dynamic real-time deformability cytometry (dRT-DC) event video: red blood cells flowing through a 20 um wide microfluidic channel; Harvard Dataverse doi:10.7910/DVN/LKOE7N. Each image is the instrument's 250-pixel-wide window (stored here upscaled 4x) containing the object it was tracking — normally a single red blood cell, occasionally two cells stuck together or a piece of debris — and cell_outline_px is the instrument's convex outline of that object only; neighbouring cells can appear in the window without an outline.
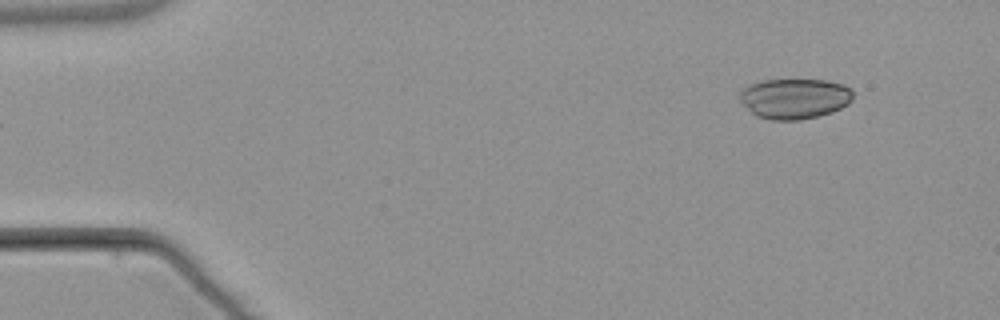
{"species": "common noctule bat (a hibernating species)", "species_latin": "Nyctalus noctula", "temperature_condition": "warm", "stored_images_in_passage": 5, "segment_of_instrument_passage": [2, 2], "camera_frame_rate_fps": 3000, "um_per_image_px": 0.085, "animal": {"sex": "male", "body_mass_g": 21.5, "forearm_length_mm": 52.0}, "frame": {"image": 1, "passage_image": 5, "time_ms": 6.333, "image_size_px": [1000, 320], "cell_outline_px": [[852, 100], [848, 104], [832, 112], [800, 120], [772, 120], [756, 116], [740, 100], [740, 92], [748, 84], [760, 80], [824, 80], [844, 84], [852, 88]], "centroid_in_image_um": [67.55, 8.37], "position_along_channel_um": 17.5, "area_um2": 26.65}}